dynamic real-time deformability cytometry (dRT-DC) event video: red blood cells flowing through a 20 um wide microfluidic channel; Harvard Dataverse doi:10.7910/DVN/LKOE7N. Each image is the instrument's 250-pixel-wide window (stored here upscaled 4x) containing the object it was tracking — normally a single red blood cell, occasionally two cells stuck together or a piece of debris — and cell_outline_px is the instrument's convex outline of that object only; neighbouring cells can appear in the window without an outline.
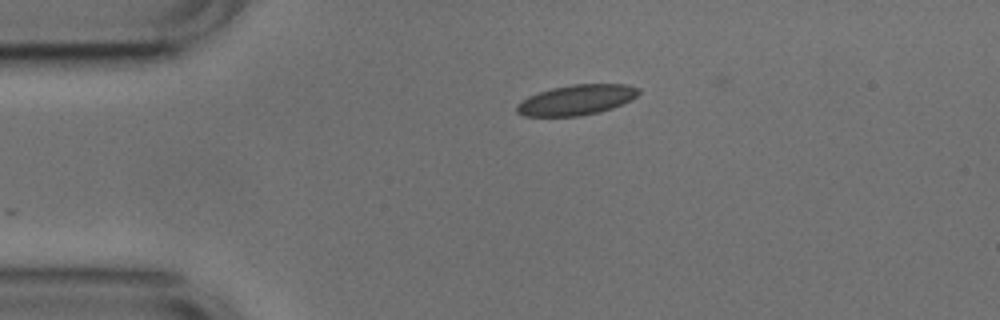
{"species": "common noctule bat (a hibernating species)", "species_latin": "Nyctalus noctula", "temperature_condition": "cold", "stored_images_in_passage": 32, "camera_frame_rate_fps": 3000, "um_per_image_px": 0.085, "animal": {"sex": "male", "body_mass_g": 17.9, "forearm_length_mm": 54.2}, "frame": {"image": 1, "passage_image": 1, "time_ms": 0.0, "image_size_px": [1000, 320], "cell_outline_px": [[640, 92], [636, 96], [612, 108], [600, 112], [580, 116], [524, 116], [516, 112], [516, 104], [520, 100], [536, 92], [552, 88], [572, 84], [628, 84], [640, 88]], "centroid_in_image_um": [48.95, 8.49], "position_along_channel_um": 36.0, "area_um2": 21.62}}
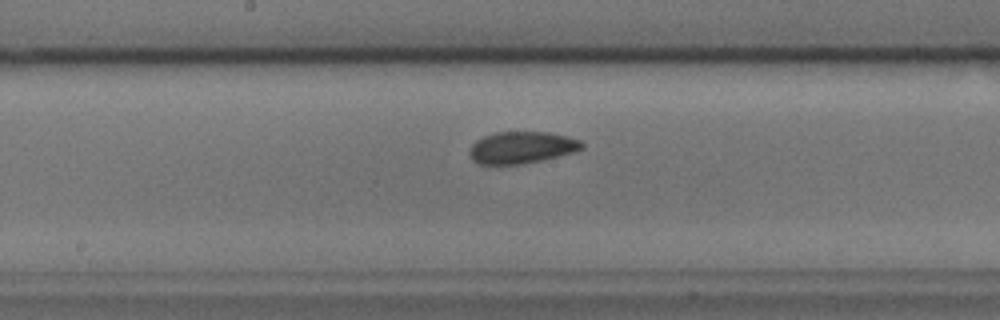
{"frame": {"image": 2, "passage_image": 17, "time_ms": 5.333, "image_size_px": [1000, 320], "cell_outline_px": [[584, 148], [576, 152], [540, 160], [520, 164], [476, 164], [472, 160], [468, 152], [472, 144], [476, 140], [484, 136], [496, 132], [548, 132], [568, 136], [580, 140], [584, 144]], "centroid_in_image_um": [44.34, 12.53], "position_along_channel_um": 203.9, "area_um2": 20.98}}
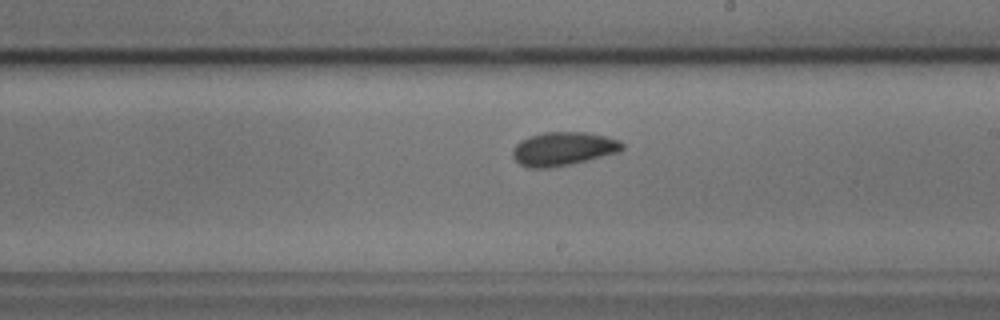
{"frame": {"image": 3, "passage_image": 20, "time_ms": 6.333, "image_size_px": [1000, 320], "cell_outline_px": [[624, 148], [620, 152], [572, 164], [548, 168], [528, 168], [520, 164], [512, 156], [512, 148], [520, 140], [528, 136], [544, 132], [588, 132], [620, 140], [624, 144]], "centroid_in_image_um": [47.87, 12.65], "position_along_channel_um": 241.1, "area_um2": 21.73}, "authors_computed_cell_mechanics": {"area_um2": 20.9814, "velocity_mm_per_s": 3.7418, "shape_relaxation_time_tau1_ms": 5.2079, "shape_relaxation_time_tau2_ms": 1.6828, "deformation_change_tau1": 0.1098, "deformation_change_tau2": 0.0497}}